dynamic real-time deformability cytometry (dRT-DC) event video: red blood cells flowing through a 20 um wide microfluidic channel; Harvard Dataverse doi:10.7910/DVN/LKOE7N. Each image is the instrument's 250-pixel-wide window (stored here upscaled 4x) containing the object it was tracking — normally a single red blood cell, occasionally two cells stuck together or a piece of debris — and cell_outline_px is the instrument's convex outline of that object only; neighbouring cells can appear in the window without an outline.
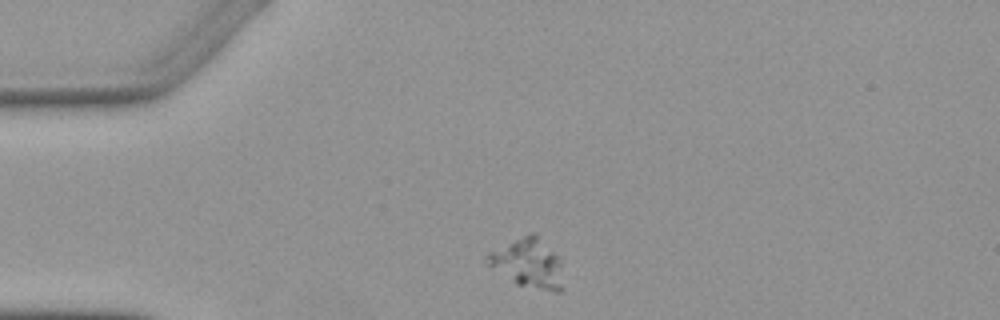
{"species": "Egyptian fruit bat (a non-hibernating species)", "species_latin": "Rousettus aegyptiacus", "temperature_condition": "warm", "stored_images_in_passage": 2, "camera_frame_rate_fps": 3000, "um_per_image_px": 0.085, "animal": {"sex": "female"}, "frame": {"image": 1, "passage_image": 1, "time_ms": 0.0, "image_size_px": [1000, 320], "cell_outline_px": [[560, 292], [552, 292], [516, 284], [488, 264], [484, 256], [488, 252], [528, 232], [536, 232], [556, 256], [560, 264]], "centroid_in_image_um": [44.83, 22.33], "position_along_channel_um": 40.2, "area_um2": 21.27}}